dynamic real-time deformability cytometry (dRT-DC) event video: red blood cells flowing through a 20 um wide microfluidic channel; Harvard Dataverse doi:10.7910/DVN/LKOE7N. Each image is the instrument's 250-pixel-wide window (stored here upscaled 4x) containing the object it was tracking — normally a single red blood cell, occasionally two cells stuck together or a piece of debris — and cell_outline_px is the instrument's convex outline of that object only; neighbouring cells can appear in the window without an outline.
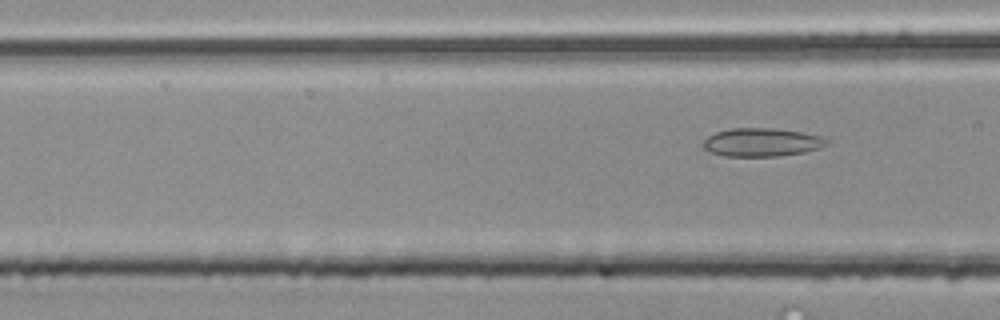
{"species": "common noctule bat (a hibernating species)", "species_latin": "Nyctalus noctula", "temperature_condition": "room temperature", "stored_images_in_passage": 6, "camera_frame_rate_fps": 3000, "um_per_image_px": 0.085, "animal": {"sex": "male", "body_mass_g": 20.4}, "frame": {"image": 1, "passage_image": 6, "time_ms": 1.667, "image_size_px": [1000, 320], "cell_outline_px": [[828, 144], [820, 148], [804, 152], [780, 156], [724, 156], [712, 152], [704, 148], [704, 140], [708, 136], [716, 132], [732, 128], [772, 128], [800, 132], [820, 136], [828, 140]], "centroid_in_image_um": [64.76, 12.09], "position_along_channel_um": 101.8, "area_um2": 20.23}}